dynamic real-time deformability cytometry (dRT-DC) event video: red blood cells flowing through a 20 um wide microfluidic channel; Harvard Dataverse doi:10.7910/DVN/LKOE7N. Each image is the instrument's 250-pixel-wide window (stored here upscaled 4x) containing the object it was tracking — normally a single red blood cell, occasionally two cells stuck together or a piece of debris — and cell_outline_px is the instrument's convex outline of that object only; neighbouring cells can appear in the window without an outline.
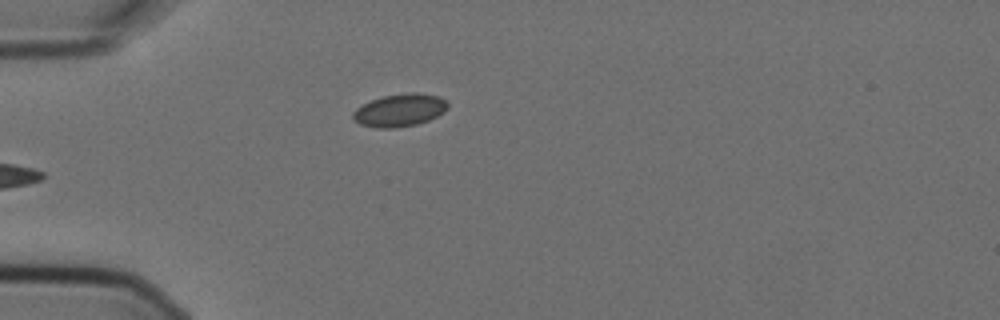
{"species": "Egyptian fruit bat (a non-hibernating species)", "species_latin": "Rousettus aegyptiacus", "temperature_condition": "cold", "stored_images_in_passage": 5, "camera_frame_rate_fps": 3000, "um_per_image_px": 0.085, "animal": {"sex": "female"}, "frame": {"image": 1, "passage_image": 5, "time_ms": 1.333, "image_size_px": [1000, 320], "cell_outline_px": [[448, 108], [444, 112], [428, 120], [416, 124], [396, 128], [376, 128], [360, 124], [352, 120], [352, 112], [356, 108], [372, 100], [384, 96], [408, 92], [420, 92], [440, 96], [448, 104]], "centroid_in_image_um": [33.97, 9.36], "position_along_channel_um": 51.0, "area_um2": 18.15}}